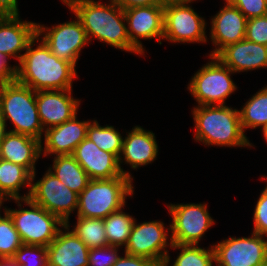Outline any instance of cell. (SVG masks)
<instances>
[{"mask_svg":"<svg viewBox=\"0 0 267 266\" xmlns=\"http://www.w3.org/2000/svg\"><path fill=\"white\" fill-rule=\"evenodd\" d=\"M62 228L65 231L59 229L55 239L46 247L48 266H89L90 249L72 230L69 231V222H66Z\"/></svg>","mask_w":267,"mask_h":266,"instance_id":"obj_20","label":"cell"},{"mask_svg":"<svg viewBox=\"0 0 267 266\" xmlns=\"http://www.w3.org/2000/svg\"><path fill=\"white\" fill-rule=\"evenodd\" d=\"M210 23V39L216 48L209 56H216L226 46L245 39L247 18L230 2H226Z\"/></svg>","mask_w":267,"mask_h":266,"instance_id":"obj_16","label":"cell"},{"mask_svg":"<svg viewBox=\"0 0 267 266\" xmlns=\"http://www.w3.org/2000/svg\"><path fill=\"white\" fill-rule=\"evenodd\" d=\"M251 234L212 245L217 266H262L267 261V240L255 232Z\"/></svg>","mask_w":267,"mask_h":266,"instance_id":"obj_12","label":"cell"},{"mask_svg":"<svg viewBox=\"0 0 267 266\" xmlns=\"http://www.w3.org/2000/svg\"><path fill=\"white\" fill-rule=\"evenodd\" d=\"M113 266H159L152 259L135 256L125 253L124 256L119 257Z\"/></svg>","mask_w":267,"mask_h":266,"instance_id":"obj_37","label":"cell"},{"mask_svg":"<svg viewBox=\"0 0 267 266\" xmlns=\"http://www.w3.org/2000/svg\"><path fill=\"white\" fill-rule=\"evenodd\" d=\"M109 1L107 5L96 0H62L80 20L89 42L96 38L116 49L142 55L130 42L124 10Z\"/></svg>","mask_w":267,"mask_h":266,"instance_id":"obj_2","label":"cell"},{"mask_svg":"<svg viewBox=\"0 0 267 266\" xmlns=\"http://www.w3.org/2000/svg\"><path fill=\"white\" fill-rule=\"evenodd\" d=\"M209 59L211 62L195 73L187 89L198 102V106L225 105V99L237 89L231 79L234 72L216 56H209Z\"/></svg>","mask_w":267,"mask_h":266,"instance_id":"obj_7","label":"cell"},{"mask_svg":"<svg viewBox=\"0 0 267 266\" xmlns=\"http://www.w3.org/2000/svg\"><path fill=\"white\" fill-rule=\"evenodd\" d=\"M0 113L5 122L9 119L13 123V133L36 138L42 142L45 132L40 122L36 91L16 80L3 83L0 88Z\"/></svg>","mask_w":267,"mask_h":266,"instance_id":"obj_4","label":"cell"},{"mask_svg":"<svg viewBox=\"0 0 267 266\" xmlns=\"http://www.w3.org/2000/svg\"><path fill=\"white\" fill-rule=\"evenodd\" d=\"M195 140L205 145L252 147L240 122L239 110L226 105H203L192 110Z\"/></svg>","mask_w":267,"mask_h":266,"instance_id":"obj_3","label":"cell"},{"mask_svg":"<svg viewBox=\"0 0 267 266\" xmlns=\"http://www.w3.org/2000/svg\"><path fill=\"white\" fill-rule=\"evenodd\" d=\"M240 122L245 133L247 128L267 129V86L255 93L239 110Z\"/></svg>","mask_w":267,"mask_h":266,"instance_id":"obj_26","label":"cell"},{"mask_svg":"<svg viewBox=\"0 0 267 266\" xmlns=\"http://www.w3.org/2000/svg\"><path fill=\"white\" fill-rule=\"evenodd\" d=\"M172 216L170 240L173 244L198 245L205 232L215 223L206 204L167 205Z\"/></svg>","mask_w":267,"mask_h":266,"instance_id":"obj_9","label":"cell"},{"mask_svg":"<svg viewBox=\"0 0 267 266\" xmlns=\"http://www.w3.org/2000/svg\"><path fill=\"white\" fill-rule=\"evenodd\" d=\"M128 37L131 44L143 55L144 48L140 39L156 38L163 40L164 5L132 7L124 10Z\"/></svg>","mask_w":267,"mask_h":266,"instance_id":"obj_14","label":"cell"},{"mask_svg":"<svg viewBox=\"0 0 267 266\" xmlns=\"http://www.w3.org/2000/svg\"><path fill=\"white\" fill-rule=\"evenodd\" d=\"M72 89L36 91V105L43 129L60 125L76 114L80 100L72 97Z\"/></svg>","mask_w":267,"mask_h":266,"instance_id":"obj_15","label":"cell"},{"mask_svg":"<svg viewBox=\"0 0 267 266\" xmlns=\"http://www.w3.org/2000/svg\"><path fill=\"white\" fill-rule=\"evenodd\" d=\"M31 174L22 166L0 158V199L4 203L9 199L26 198L20 190L31 187Z\"/></svg>","mask_w":267,"mask_h":266,"instance_id":"obj_24","label":"cell"},{"mask_svg":"<svg viewBox=\"0 0 267 266\" xmlns=\"http://www.w3.org/2000/svg\"><path fill=\"white\" fill-rule=\"evenodd\" d=\"M230 3L236 6L247 19L267 15V0H232Z\"/></svg>","mask_w":267,"mask_h":266,"instance_id":"obj_36","label":"cell"},{"mask_svg":"<svg viewBox=\"0 0 267 266\" xmlns=\"http://www.w3.org/2000/svg\"><path fill=\"white\" fill-rule=\"evenodd\" d=\"M127 133V137L123 139V146L118 162L121 173L133 179L129 172L121 168L123 160L133 169H137L139 166H146L156 159L158 144L154 133L144 130L141 126H135L132 128V131Z\"/></svg>","mask_w":267,"mask_h":266,"instance_id":"obj_19","label":"cell"},{"mask_svg":"<svg viewBox=\"0 0 267 266\" xmlns=\"http://www.w3.org/2000/svg\"><path fill=\"white\" fill-rule=\"evenodd\" d=\"M118 250L119 247L111 245L91 248L88 254L89 266H113L120 257Z\"/></svg>","mask_w":267,"mask_h":266,"instance_id":"obj_33","label":"cell"},{"mask_svg":"<svg viewBox=\"0 0 267 266\" xmlns=\"http://www.w3.org/2000/svg\"><path fill=\"white\" fill-rule=\"evenodd\" d=\"M12 258L19 266H48L45 246L23 244Z\"/></svg>","mask_w":267,"mask_h":266,"instance_id":"obj_32","label":"cell"},{"mask_svg":"<svg viewBox=\"0 0 267 266\" xmlns=\"http://www.w3.org/2000/svg\"><path fill=\"white\" fill-rule=\"evenodd\" d=\"M90 122L92 121H78L76 114L60 125L45 129V147H41V152H44V156L72 155L74 149L86 138Z\"/></svg>","mask_w":267,"mask_h":266,"instance_id":"obj_21","label":"cell"},{"mask_svg":"<svg viewBox=\"0 0 267 266\" xmlns=\"http://www.w3.org/2000/svg\"><path fill=\"white\" fill-rule=\"evenodd\" d=\"M132 194V179L128 177L90 180L78 195L77 217L104 219L125 207L126 197Z\"/></svg>","mask_w":267,"mask_h":266,"instance_id":"obj_5","label":"cell"},{"mask_svg":"<svg viewBox=\"0 0 267 266\" xmlns=\"http://www.w3.org/2000/svg\"><path fill=\"white\" fill-rule=\"evenodd\" d=\"M42 145L36 138L9 131L0 144V158L24 167L31 174L33 182Z\"/></svg>","mask_w":267,"mask_h":266,"instance_id":"obj_22","label":"cell"},{"mask_svg":"<svg viewBox=\"0 0 267 266\" xmlns=\"http://www.w3.org/2000/svg\"><path fill=\"white\" fill-rule=\"evenodd\" d=\"M7 57L0 53V81L2 83H8L15 80L16 65L9 66Z\"/></svg>","mask_w":267,"mask_h":266,"instance_id":"obj_38","label":"cell"},{"mask_svg":"<svg viewBox=\"0 0 267 266\" xmlns=\"http://www.w3.org/2000/svg\"><path fill=\"white\" fill-rule=\"evenodd\" d=\"M36 36L27 46L23 57L16 65L15 80L34 91L72 89V81L77 77L75 66L51 53V50L40 40L33 49Z\"/></svg>","mask_w":267,"mask_h":266,"instance_id":"obj_1","label":"cell"},{"mask_svg":"<svg viewBox=\"0 0 267 266\" xmlns=\"http://www.w3.org/2000/svg\"><path fill=\"white\" fill-rule=\"evenodd\" d=\"M6 127H7L6 122L2 114L0 113V144L3 141L4 137L6 136V134L9 132L7 131Z\"/></svg>","mask_w":267,"mask_h":266,"instance_id":"obj_41","label":"cell"},{"mask_svg":"<svg viewBox=\"0 0 267 266\" xmlns=\"http://www.w3.org/2000/svg\"><path fill=\"white\" fill-rule=\"evenodd\" d=\"M3 202L2 200L0 199V210H1V206H2Z\"/></svg>","mask_w":267,"mask_h":266,"instance_id":"obj_44","label":"cell"},{"mask_svg":"<svg viewBox=\"0 0 267 266\" xmlns=\"http://www.w3.org/2000/svg\"><path fill=\"white\" fill-rule=\"evenodd\" d=\"M0 266H19L12 257L0 258Z\"/></svg>","mask_w":267,"mask_h":266,"instance_id":"obj_42","label":"cell"},{"mask_svg":"<svg viewBox=\"0 0 267 266\" xmlns=\"http://www.w3.org/2000/svg\"><path fill=\"white\" fill-rule=\"evenodd\" d=\"M253 214V232L265 237L267 235V186L261 192Z\"/></svg>","mask_w":267,"mask_h":266,"instance_id":"obj_35","label":"cell"},{"mask_svg":"<svg viewBox=\"0 0 267 266\" xmlns=\"http://www.w3.org/2000/svg\"><path fill=\"white\" fill-rule=\"evenodd\" d=\"M52 166L48 170L66 187L78 195L87 187L91 180L72 155L55 156Z\"/></svg>","mask_w":267,"mask_h":266,"instance_id":"obj_25","label":"cell"},{"mask_svg":"<svg viewBox=\"0 0 267 266\" xmlns=\"http://www.w3.org/2000/svg\"><path fill=\"white\" fill-rule=\"evenodd\" d=\"M123 10L132 7L150 6V5H164L167 0H113Z\"/></svg>","mask_w":267,"mask_h":266,"instance_id":"obj_39","label":"cell"},{"mask_svg":"<svg viewBox=\"0 0 267 266\" xmlns=\"http://www.w3.org/2000/svg\"><path fill=\"white\" fill-rule=\"evenodd\" d=\"M37 36V23L21 21L19 14L0 15V53L21 60L28 44Z\"/></svg>","mask_w":267,"mask_h":266,"instance_id":"obj_18","label":"cell"},{"mask_svg":"<svg viewBox=\"0 0 267 266\" xmlns=\"http://www.w3.org/2000/svg\"><path fill=\"white\" fill-rule=\"evenodd\" d=\"M161 221H148L133 224L131 234L125 246L124 252L130 255L142 256L155 261L159 266H168L170 256L167 246H172V242L168 243L170 227H166Z\"/></svg>","mask_w":267,"mask_h":266,"instance_id":"obj_11","label":"cell"},{"mask_svg":"<svg viewBox=\"0 0 267 266\" xmlns=\"http://www.w3.org/2000/svg\"><path fill=\"white\" fill-rule=\"evenodd\" d=\"M72 156L91 180L126 177L120 171L118 158L110 152L99 149L88 138L74 149Z\"/></svg>","mask_w":267,"mask_h":266,"instance_id":"obj_17","label":"cell"},{"mask_svg":"<svg viewBox=\"0 0 267 266\" xmlns=\"http://www.w3.org/2000/svg\"><path fill=\"white\" fill-rule=\"evenodd\" d=\"M122 210L123 208L103 219L108 245L125 247L128 242L135 218Z\"/></svg>","mask_w":267,"mask_h":266,"instance_id":"obj_27","label":"cell"},{"mask_svg":"<svg viewBox=\"0 0 267 266\" xmlns=\"http://www.w3.org/2000/svg\"><path fill=\"white\" fill-rule=\"evenodd\" d=\"M20 209L4 210L13 220L21 241L26 245H39L47 247L56 237L58 226L63 223L56 215L48 212L29 198L14 199ZM28 205L30 209L21 208V203Z\"/></svg>","mask_w":267,"mask_h":266,"instance_id":"obj_6","label":"cell"},{"mask_svg":"<svg viewBox=\"0 0 267 266\" xmlns=\"http://www.w3.org/2000/svg\"><path fill=\"white\" fill-rule=\"evenodd\" d=\"M245 39L267 46V15L247 19Z\"/></svg>","mask_w":267,"mask_h":266,"instance_id":"obj_34","label":"cell"},{"mask_svg":"<svg viewBox=\"0 0 267 266\" xmlns=\"http://www.w3.org/2000/svg\"><path fill=\"white\" fill-rule=\"evenodd\" d=\"M22 245L12 218L4 210V216L0 214V258L13 257Z\"/></svg>","mask_w":267,"mask_h":266,"instance_id":"obj_31","label":"cell"},{"mask_svg":"<svg viewBox=\"0 0 267 266\" xmlns=\"http://www.w3.org/2000/svg\"><path fill=\"white\" fill-rule=\"evenodd\" d=\"M265 138V141L267 142V129L265 131L262 132Z\"/></svg>","mask_w":267,"mask_h":266,"instance_id":"obj_43","label":"cell"},{"mask_svg":"<svg viewBox=\"0 0 267 266\" xmlns=\"http://www.w3.org/2000/svg\"><path fill=\"white\" fill-rule=\"evenodd\" d=\"M115 129L114 126L109 125L102 127L94 120L89 123L86 138L94 142L99 149L110 152L119 158L124 138Z\"/></svg>","mask_w":267,"mask_h":266,"instance_id":"obj_29","label":"cell"},{"mask_svg":"<svg viewBox=\"0 0 267 266\" xmlns=\"http://www.w3.org/2000/svg\"><path fill=\"white\" fill-rule=\"evenodd\" d=\"M195 0H167L164 4L163 39L173 43L207 42L206 22L189 3Z\"/></svg>","mask_w":267,"mask_h":266,"instance_id":"obj_8","label":"cell"},{"mask_svg":"<svg viewBox=\"0 0 267 266\" xmlns=\"http://www.w3.org/2000/svg\"><path fill=\"white\" fill-rule=\"evenodd\" d=\"M68 21L53 25L52 28L37 24V36L43 35L42 40L59 59L66 60L76 67L82 47L88 45L89 40L80 20Z\"/></svg>","mask_w":267,"mask_h":266,"instance_id":"obj_13","label":"cell"},{"mask_svg":"<svg viewBox=\"0 0 267 266\" xmlns=\"http://www.w3.org/2000/svg\"><path fill=\"white\" fill-rule=\"evenodd\" d=\"M72 231L89 249L108 246L102 218L77 217Z\"/></svg>","mask_w":267,"mask_h":266,"instance_id":"obj_28","label":"cell"},{"mask_svg":"<svg viewBox=\"0 0 267 266\" xmlns=\"http://www.w3.org/2000/svg\"><path fill=\"white\" fill-rule=\"evenodd\" d=\"M216 57L234 73L267 67V46L243 39L223 48Z\"/></svg>","mask_w":267,"mask_h":266,"instance_id":"obj_23","label":"cell"},{"mask_svg":"<svg viewBox=\"0 0 267 266\" xmlns=\"http://www.w3.org/2000/svg\"><path fill=\"white\" fill-rule=\"evenodd\" d=\"M26 198L56 215L63 223L69 222L70 214L78 207V194L66 187L49 170L40 180L31 183Z\"/></svg>","mask_w":267,"mask_h":266,"instance_id":"obj_10","label":"cell"},{"mask_svg":"<svg viewBox=\"0 0 267 266\" xmlns=\"http://www.w3.org/2000/svg\"><path fill=\"white\" fill-rule=\"evenodd\" d=\"M171 248L180 249L172 266H213L214 249H205L198 245L172 244Z\"/></svg>","mask_w":267,"mask_h":266,"instance_id":"obj_30","label":"cell"},{"mask_svg":"<svg viewBox=\"0 0 267 266\" xmlns=\"http://www.w3.org/2000/svg\"><path fill=\"white\" fill-rule=\"evenodd\" d=\"M1 14H19L17 0H0V15Z\"/></svg>","mask_w":267,"mask_h":266,"instance_id":"obj_40","label":"cell"}]
</instances>
